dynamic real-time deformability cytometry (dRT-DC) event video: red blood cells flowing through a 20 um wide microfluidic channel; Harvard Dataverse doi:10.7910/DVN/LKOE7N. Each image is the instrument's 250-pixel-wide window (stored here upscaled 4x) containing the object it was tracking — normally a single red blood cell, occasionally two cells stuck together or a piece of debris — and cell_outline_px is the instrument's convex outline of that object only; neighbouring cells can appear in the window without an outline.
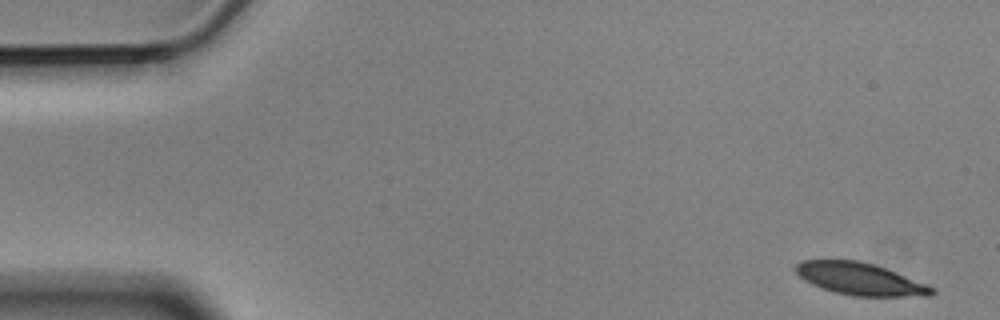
{"species": "Egyptian fruit bat (a non-hibernating species)", "species_latin": "Rousettus aegyptiacus", "temperature_condition": "cold", "stored_images_in_passage": 5, "camera_frame_rate_fps": 3000, "um_per_image_px": 0.085, "animal": {"sex": "male"}, "frame": {"image": 1, "passage_image": 1, "time_ms": 0.0, "image_size_px": [1000, 320], "cell_outline_px": [[936, 292], [932, 296], [852, 296], [832, 292], [812, 284], [804, 280], [796, 272], [796, 264], [800, 260], [860, 260], [896, 272], [936, 288]], "centroid_in_image_um": [73.12, 23.72], "position_along_channel_um": 11.9, "area_um2": 25.55}}
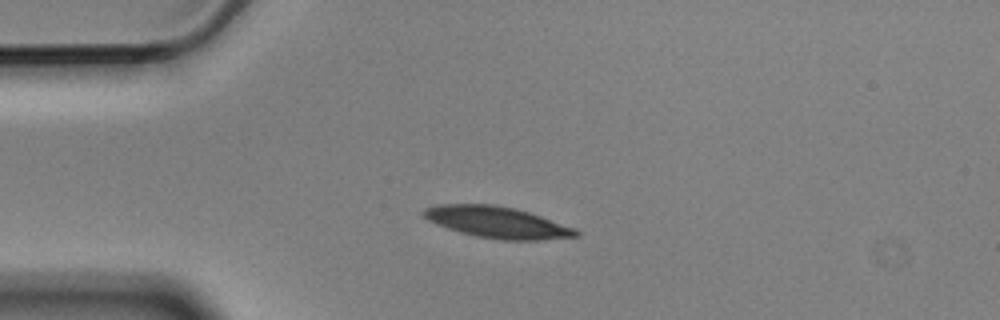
{"frame": {"image": 2, "passage_image": 4, "time_ms": 1.0, "image_size_px": [1000, 320], "cell_outline_px": [[580, 236], [540, 240], [500, 240], [476, 236], [460, 232], [436, 224], [428, 220], [420, 212], [424, 208], [436, 204], [492, 204], [512, 208], [528, 212], [576, 228], [580, 232]], "centroid_in_image_um": [42.25, 18.9], "position_along_channel_um": 42.7, "area_um2": 27.86}}